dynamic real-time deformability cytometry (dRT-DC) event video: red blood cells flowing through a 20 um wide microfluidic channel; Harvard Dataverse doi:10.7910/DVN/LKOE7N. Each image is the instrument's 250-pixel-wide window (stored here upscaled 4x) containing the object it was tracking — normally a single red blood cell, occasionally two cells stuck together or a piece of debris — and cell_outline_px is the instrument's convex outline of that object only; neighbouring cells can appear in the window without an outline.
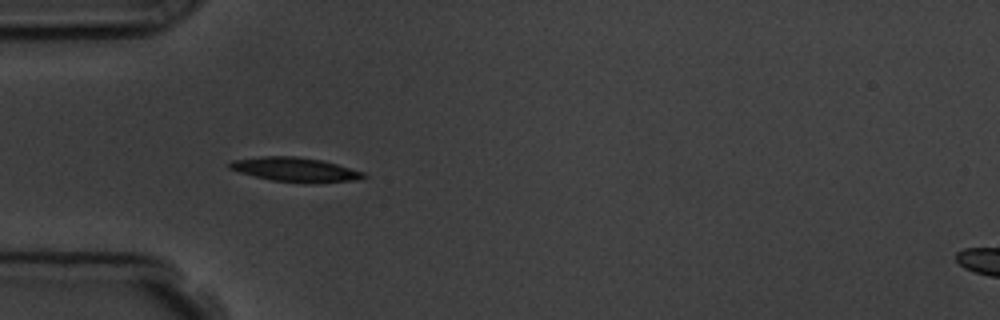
{"species": "common noctule bat (a hibernating species)", "species_latin": "Nyctalus noctula", "temperature_condition": "room temperature", "stored_images_in_passage": 4, "camera_frame_rate_fps": 3000, "um_per_image_px": 0.085, "animal": {"sex": "male", "body_mass_g": 19.5, "forearm_length_mm": 54.6}, "frame": {"image": 1, "passage_image": 3, "time_ms": 3.333, "image_size_px": [1000, 320], "cell_outline_px": [[368, 176], [356, 180], [312, 184], [272, 180], [240, 172], [228, 168], [228, 164], [232, 160], [264, 156], [296, 156], [320, 160], [336, 164], [364, 172]], "centroid_in_image_um": [25.12, 14.42], "position_along_channel_um": 59.9, "area_um2": 18.9}}